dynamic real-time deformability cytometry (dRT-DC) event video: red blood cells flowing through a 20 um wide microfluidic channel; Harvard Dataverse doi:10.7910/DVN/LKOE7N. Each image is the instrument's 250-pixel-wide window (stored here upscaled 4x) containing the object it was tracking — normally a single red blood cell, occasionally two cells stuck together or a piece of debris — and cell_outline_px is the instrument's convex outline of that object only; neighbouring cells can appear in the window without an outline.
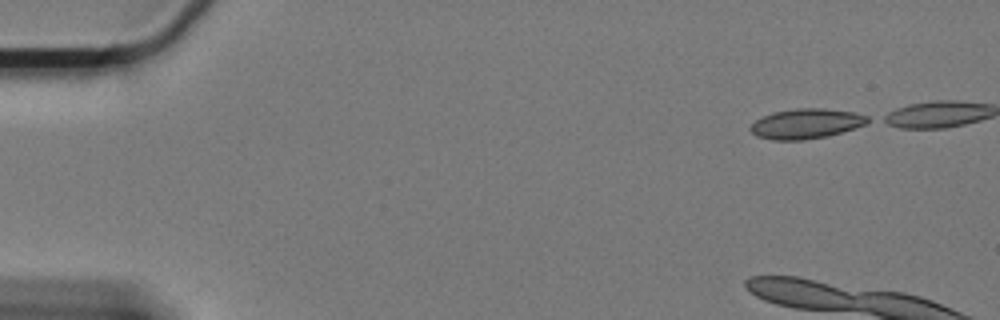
{"species": "Egyptian fruit bat (a non-hibernating species)", "species_latin": "Rousettus aegyptiacus", "temperature_condition": "cold", "stored_images_in_passage": 7, "camera_frame_rate_fps": 3000, "um_per_image_px": 0.085, "animal": {"sex": "female"}, "frame": {"image": 1, "passage_image": 1, "time_ms": 0.0, "image_size_px": [1000, 320], "cell_outline_px": [[872, 120], [864, 124], [828, 136], [804, 140], [772, 140], [756, 136], [748, 128], [756, 120], [772, 112], [796, 108], [824, 108], [852, 112], [868, 116]], "centroid_in_image_um": [68.49, 10.51], "position_along_channel_um": 16.5, "area_um2": 20.4}}